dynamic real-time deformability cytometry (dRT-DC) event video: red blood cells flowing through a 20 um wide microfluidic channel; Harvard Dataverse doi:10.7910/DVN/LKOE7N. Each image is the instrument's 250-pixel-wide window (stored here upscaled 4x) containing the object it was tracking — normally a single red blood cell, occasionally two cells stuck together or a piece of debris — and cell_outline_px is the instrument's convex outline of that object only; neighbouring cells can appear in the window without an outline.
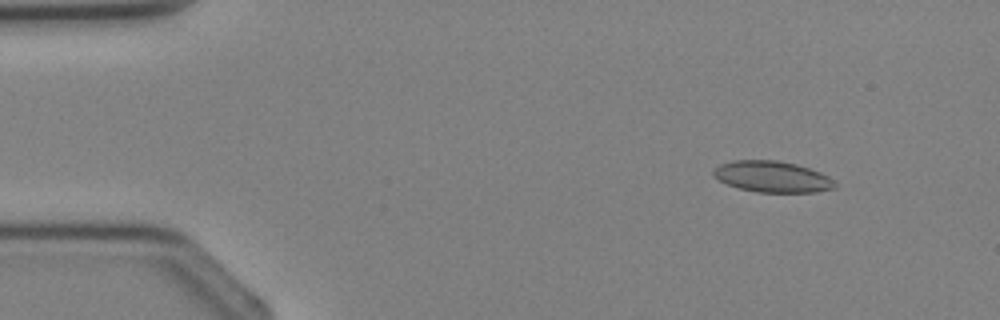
{"species": "Egyptian fruit bat (a non-hibernating species)", "species_latin": "Rousettus aegyptiacus", "temperature_condition": "cold", "stored_images_in_passage": 3, "camera_frame_rate_fps": 3000, "um_per_image_px": 0.085, "animal": {"sex": "female"}, "frame": {"image": 1, "passage_image": 2, "time_ms": 1.333, "image_size_px": [1000, 320], "cell_outline_px": [[836, 188], [816, 192], [756, 192], [740, 188], [728, 184], [720, 180], [712, 172], [720, 164], [732, 160], [776, 160], [796, 164], [820, 172], [828, 176], [836, 184]], "centroid_in_image_um": [65.67, 15.02], "position_along_channel_um": 19.3, "area_um2": 21.85}}